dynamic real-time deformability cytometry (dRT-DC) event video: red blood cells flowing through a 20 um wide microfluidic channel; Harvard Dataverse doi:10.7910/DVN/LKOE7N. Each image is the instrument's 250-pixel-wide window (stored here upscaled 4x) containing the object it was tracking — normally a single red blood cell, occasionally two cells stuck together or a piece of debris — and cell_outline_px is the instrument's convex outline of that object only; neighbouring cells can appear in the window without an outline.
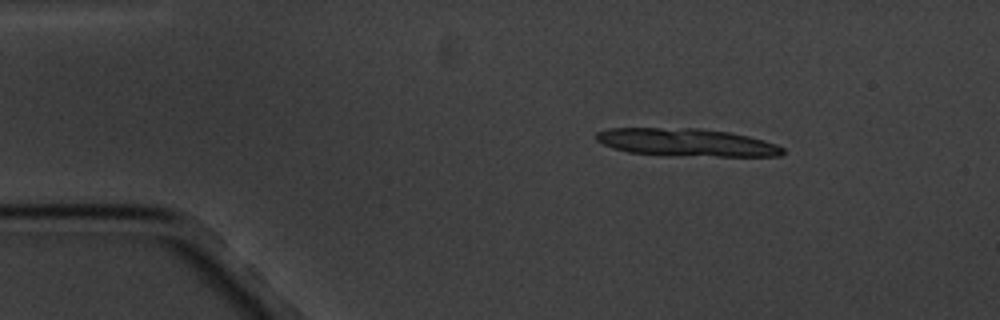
{"species": "common noctule bat (a hibernating species)", "species_latin": "Nyctalus noctula", "temperature_condition": "cold", "stored_images_in_passage": 12, "segment_of_instrument_passage": [1, 2], "camera_frame_rate_fps": 3000, "um_per_image_px": 0.085, "animal": {"sex": "male", "body_mass_g": 20.1, "forearm_length_mm": 53.5}, "frame": {"image": 1, "passage_image": 2, "time_ms": 1.0, "image_size_px": [1000, 320], "cell_outline_px": [[784, 152], [780, 156], [664, 156], [628, 152], [604, 144], [596, 140], [596, 132], [608, 128], [696, 128], [728, 132], [748, 136], [764, 140], [776, 144], [784, 148]], "centroid_in_image_um": [58.35, 12.11], "position_along_channel_um": 26.7, "area_um2": 30.35}}